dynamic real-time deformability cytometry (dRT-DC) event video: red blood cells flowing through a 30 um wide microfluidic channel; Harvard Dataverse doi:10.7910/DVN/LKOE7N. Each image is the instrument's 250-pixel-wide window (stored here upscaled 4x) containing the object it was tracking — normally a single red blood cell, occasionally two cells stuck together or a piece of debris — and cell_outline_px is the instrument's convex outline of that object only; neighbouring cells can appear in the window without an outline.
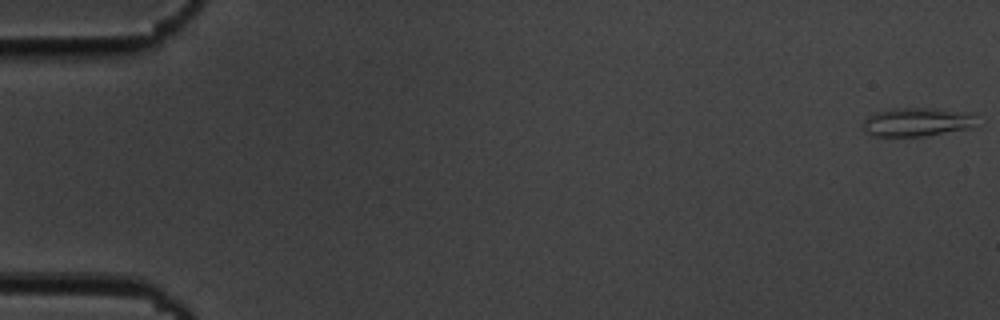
{"species": "common noctule bat (a hibernating species)", "species_latin": "Nyctalus noctula", "temperature_condition": "cold", "stored_images_in_passage": 55, "camera_frame_rate_fps": 3000, "um_per_image_px": 0.085, "animal": {"sex": "male", "body_mass_g": 19.5, "forearm_length_mm": 54.6}, "frame": {"image": 1, "passage_image": 1, "time_ms": 0.0, "image_size_px": [1000, 320], "cell_outline_px": [[976, 112], [972, 128], [924, 136], [872, 136], [860, 124], [868, 116], [876, 112], [892, 108], [936, 108]], "centroid_in_image_um": [77.97, 10.35], "position_along_channel_um": 7.0, "area_um2": 19.25}}
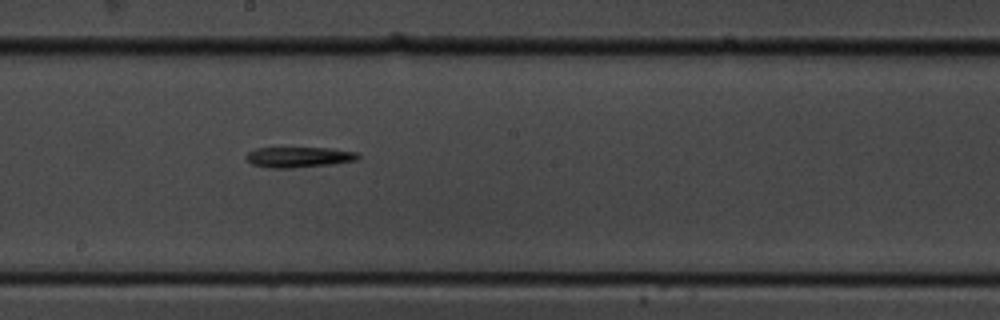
{"frame": {"image": 2, "passage_image": 31, "time_ms": 10.0, "image_size_px": [1000, 320], "cell_outline_px": [[360, 156], [356, 160], [332, 164], [292, 168], [272, 168], [252, 164], [244, 156], [248, 152], [256, 148], [332, 148], [356, 152]], "centroid_in_image_um": [25.39, 13.35], "position_along_channel_um": 222.8, "area_um2": 13.29}}
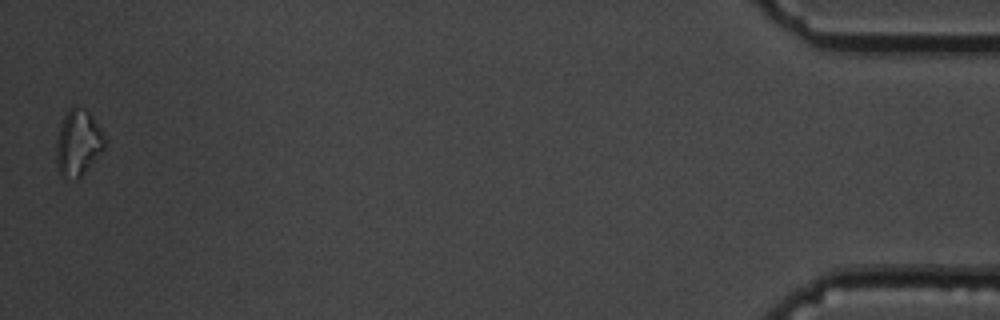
{"frame": {"image": 3, "passage_image": 55, "time_ms": 18.0, "image_size_px": [1000, 320], "cell_outline_px": [[104, 148], [80, 176], [76, 180], [60, 176], [56, 168], [56, 140], [64, 116], [68, 108], [72, 104], [76, 104], [84, 108], [92, 116], [100, 128], [104, 136]], "centroid_in_image_um": [6.59, 12.12], "position_along_channel_um": 428.6, "area_um2": 18.61}}